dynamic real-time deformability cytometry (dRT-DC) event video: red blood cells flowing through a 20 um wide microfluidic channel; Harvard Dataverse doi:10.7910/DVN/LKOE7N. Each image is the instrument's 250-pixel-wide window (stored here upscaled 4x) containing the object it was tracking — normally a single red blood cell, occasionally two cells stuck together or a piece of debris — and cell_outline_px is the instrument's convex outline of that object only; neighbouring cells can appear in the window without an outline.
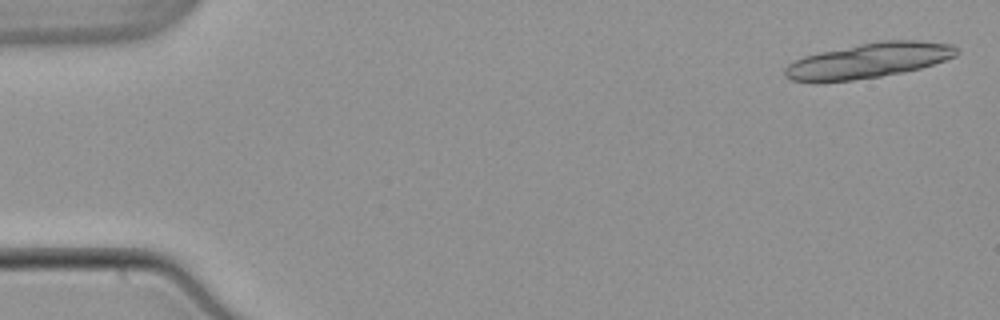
{"species": "common noctule bat (a hibernating species)", "species_latin": "Nyctalus noctula", "temperature_condition": "warm", "stored_images_in_passage": 39, "camera_frame_rate_fps": 3000, "um_per_image_px": 0.085, "animal": {"sex": "male", "body_mass_g": 21.5, "forearm_length_mm": 52.0}, "frame": {"image": 1, "passage_image": 2, "time_ms": 0.333, "image_size_px": [1000, 320], "cell_outline_px": [[956, 52], [952, 56], [944, 60], [920, 68], [880, 76], [848, 80], [792, 80], [784, 72], [796, 60], [808, 56], [824, 52], [864, 44], [888, 40], [908, 40], [948, 44], [956, 48]], "centroid_in_image_um": [73.9, 5.14], "position_along_channel_um": 11.1, "area_um2": 32.89}}